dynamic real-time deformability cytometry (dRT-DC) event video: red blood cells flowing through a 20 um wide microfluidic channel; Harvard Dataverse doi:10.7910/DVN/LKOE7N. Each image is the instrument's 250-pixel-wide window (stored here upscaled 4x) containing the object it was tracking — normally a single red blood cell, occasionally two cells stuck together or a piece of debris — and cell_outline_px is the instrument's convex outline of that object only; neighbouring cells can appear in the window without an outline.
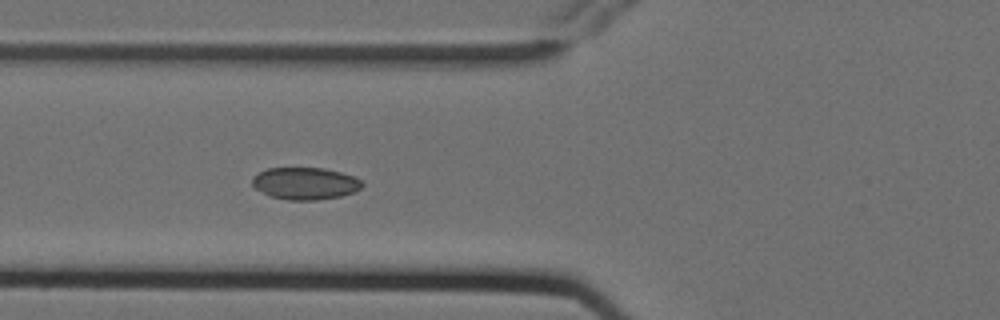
{"species": "Egyptian fruit bat (a non-hibernating species)", "species_latin": "Rousettus aegyptiacus", "temperature_condition": "cold", "stored_images_in_passage": 3, "camera_frame_rate_fps": 3000, "um_per_image_px": 0.085, "animal": {"sex": "female"}, "frame": {"image": 1, "passage_image": 3, "time_ms": 0.667, "image_size_px": [1000, 320], "cell_outline_px": [[364, 184], [360, 188], [352, 192], [340, 196], [316, 200], [288, 200], [272, 196], [256, 188], [252, 184], [252, 176], [268, 168], [324, 168], [340, 172], [352, 176], [360, 180]], "centroid_in_image_um": [25.93, 15.58], "position_along_channel_um": 99.9, "area_um2": 20.29}}